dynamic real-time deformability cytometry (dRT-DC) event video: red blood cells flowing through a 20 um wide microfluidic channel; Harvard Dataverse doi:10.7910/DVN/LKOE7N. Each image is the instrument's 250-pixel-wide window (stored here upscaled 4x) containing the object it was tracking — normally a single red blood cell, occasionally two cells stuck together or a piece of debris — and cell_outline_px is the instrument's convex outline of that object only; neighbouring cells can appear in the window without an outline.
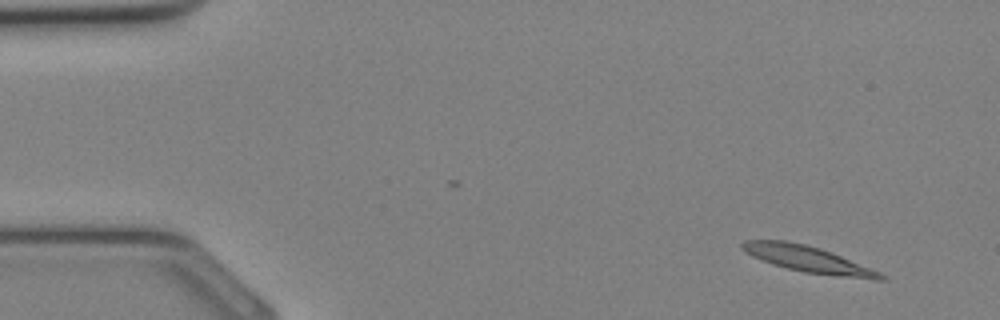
{"species": "Egyptian fruit bat (a non-hibernating species)", "species_latin": "Rousettus aegyptiacus", "temperature_condition": "cold", "stored_images_in_passage": 8, "camera_frame_rate_fps": 3000, "um_per_image_px": 0.085, "animal": {"sex": "female"}, "frame": {"image": 1, "passage_image": 1, "time_ms": 0.0, "image_size_px": [1000, 320], "cell_outline_px": [[888, 276], [884, 280], [876, 280], [836, 276], [804, 272], [772, 264], [752, 256], [744, 252], [740, 248], [740, 244], [744, 240], [784, 240], [804, 244], [820, 248], [832, 252], [880, 272]], "centroid_in_image_um": [68.68, 22.03], "position_along_channel_um": 16.3, "area_um2": 21.21}}